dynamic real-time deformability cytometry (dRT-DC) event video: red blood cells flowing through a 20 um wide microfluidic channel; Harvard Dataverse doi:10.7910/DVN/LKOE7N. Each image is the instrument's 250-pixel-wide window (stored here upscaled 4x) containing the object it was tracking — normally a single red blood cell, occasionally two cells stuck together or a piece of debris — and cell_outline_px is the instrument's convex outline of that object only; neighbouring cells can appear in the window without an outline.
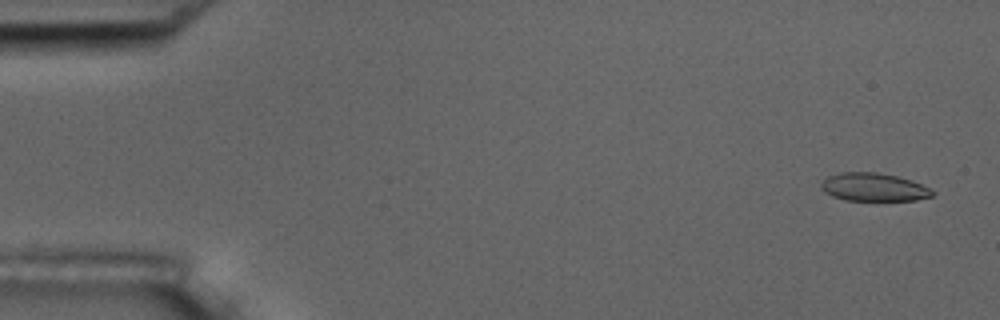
{"species": "common noctule bat (a hibernating species)", "species_latin": "Nyctalus noctula", "temperature_condition": "room temperature", "stored_images_in_passage": 6, "segment_of_instrument_passage": [1, 2], "camera_frame_rate_fps": 3000, "um_per_image_px": 0.085, "animal": {"sex": "male", "body_mass_g": 17.5, "forearm_length_mm": 52.3}, "frame": {"image": 1, "passage_image": 1, "time_ms": 0.0, "image_size_px": [1000, 320], "cell_outline_px": [[936, 192], [932, 196], [916, 200], [844, 200], [832, 196], [824, 192], [820, 188], [820, 184], [828, 176], [840, 172], [876, 172], [896, 176], [912, 180]], "centroid_in_image_um": [74.24, 15.91], "position_along_channel_um": 10.8, "area_um2": 18.21}}
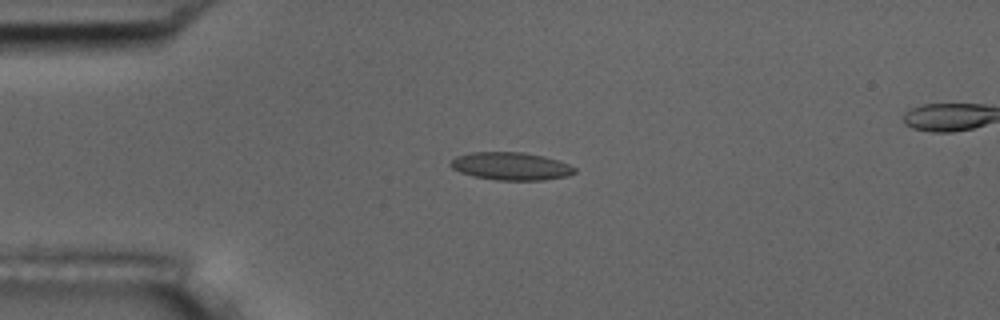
{"frame": {"image": 2, "passage_image": 4, "time_ms": 3.667, "image_size_px": [1000, 320], "cell_outline_px": [[576, 172], [568, 176], [544, 180], [496, 180], [472, 176], [460, 172], [452, 168], [448, 164], [456, 156], [468, 152], [524, 152], [544, 156], [568, 164], [576, 168]], "centroid_in_image_um": [43.41, 14.12], "position_along_channel_um": 41.6, "area_um2": 20.23}}